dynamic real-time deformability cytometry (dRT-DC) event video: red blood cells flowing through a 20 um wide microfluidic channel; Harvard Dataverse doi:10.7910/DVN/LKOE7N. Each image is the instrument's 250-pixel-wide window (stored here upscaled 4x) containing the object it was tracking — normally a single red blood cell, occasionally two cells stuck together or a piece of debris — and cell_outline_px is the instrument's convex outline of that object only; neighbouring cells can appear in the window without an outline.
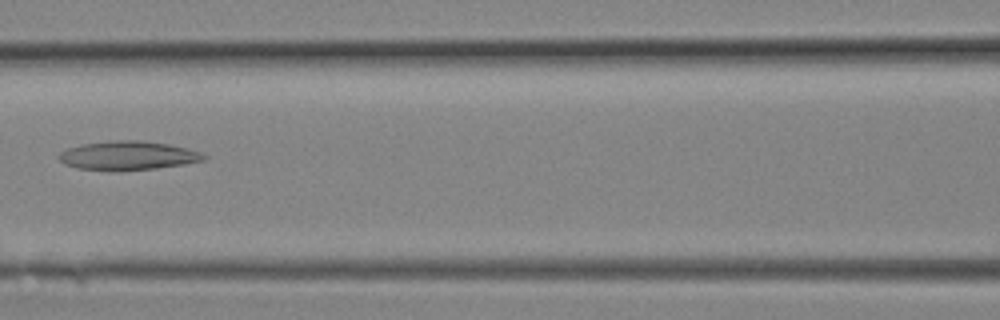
{"species": "Egyptian fruit bat (a non-hibernating species)", "species_latin": "Rousettus aegyptiacus", "temperature_condition": "room temperature", "stored_images_in_passage": 18, "camera_frame_rate_fps": 3000, "um_per_image_px": 0.085, "animal": {"sex": "female"}, "frame": {"image": 1, "passage_image": 8, "time_ms": 2.333, "image_size_px": [1000, 320], "cell_outline_px": [[208, 156], [204, 160], [184, 164], [156, 168], [76, 168], [64, 164], [56, 156], [60, 152], [68, 148], [84, 144], [108, 140], [140, 140], [168, 144], [188, 148], [200, 152]], "centroid_in_image_um": [10.9, 13.18], "position_along_channel_um": 155.7, "area_um2": 23.58}}